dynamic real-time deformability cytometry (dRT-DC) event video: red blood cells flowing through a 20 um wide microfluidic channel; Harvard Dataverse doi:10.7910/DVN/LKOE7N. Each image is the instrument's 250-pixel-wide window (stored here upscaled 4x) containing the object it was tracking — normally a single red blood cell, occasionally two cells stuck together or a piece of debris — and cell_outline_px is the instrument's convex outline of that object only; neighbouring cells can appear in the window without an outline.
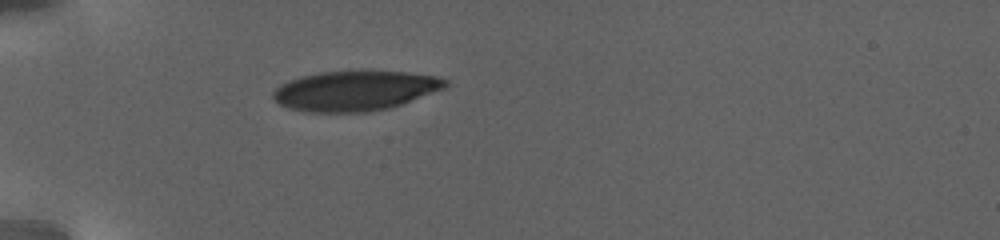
{"species": "human", "species_latin": "Homo sapiens", "temperature_condition": "warm", "stored_images_in_passage": 39, "camera_frame_rate_fps": 3000, "um_per_image_px": 0.085, "donor": {"sex": "female"}, "frame": {"image": 1, "passage_image": 1, "time_ms": 0.0, "image_size_px": [1000, 240], "cell_outline_px": [[448, 84], [444, 88], [400, 104], [388, 108], [368, 112], [304, 112], [288, 108], [280, 104], [272, 96], [272, 92], [280, 84], [288, 80], [300, 76], [320, 72], [360, 68], [408, 72], [436, 76], [448, 80]], "centroid_in_image_um": [30.15, 7.67], "position_along_channel_um": 54.8, "area_um2": 40.98}}
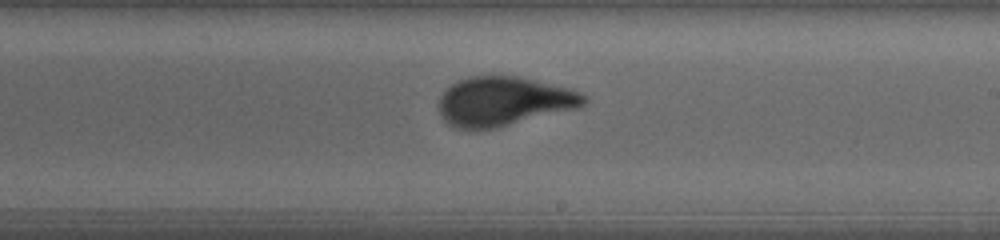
{"frame": {"image": 2, "passage_image": 17, "time_ms": 7.667, "image_size_px": [1000, 240], "cell_outline_px": [[588, 100], [584, 104], [576, 108], [496, 128], [476, 132], [468, 132], [452, 128], [440, 116], [436, 104], [440, 96], [452, 84], [468, 76], [516, 76], [568, 88], [588, 96]], "centroid_in_image_um": [42.72, 8.66], "position_along_channel_um": 246.3, "area_um2": 42.08}}
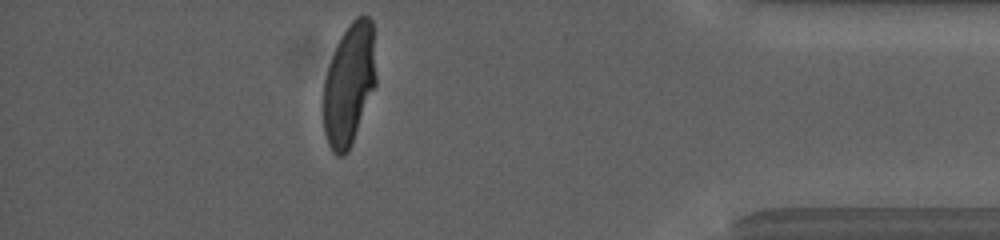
{"frame": {"image": 3, "passage_image": 34, "time_ms": 14.667, "image_size_px": [1000, 240], "cell_outline_px": [[376, 84], [352, 140], [344, 156], [336, 156], [332, 152], [328, 144], [324, 132], [324, 80], [336, 44], [340, 36], [352, 20], [356, 16], [368, 16], [372, 20], [376, 76]], "centroid_in_image_um": [29.67, 7.12], "position_along_channel_um": 405.5, "area_um2": 36.93}, "authors_computed_cell_mechanics": {"area_um2": 40.8646, "velocity_mm_per_s": 2.7532, "shape_relaxation_time_tau1_ms": 5.9324, "shape_relaxation_time_tau2_ms": null, "deformation_change_tau1": 0.2179, "deformation_change_tau2": null}}